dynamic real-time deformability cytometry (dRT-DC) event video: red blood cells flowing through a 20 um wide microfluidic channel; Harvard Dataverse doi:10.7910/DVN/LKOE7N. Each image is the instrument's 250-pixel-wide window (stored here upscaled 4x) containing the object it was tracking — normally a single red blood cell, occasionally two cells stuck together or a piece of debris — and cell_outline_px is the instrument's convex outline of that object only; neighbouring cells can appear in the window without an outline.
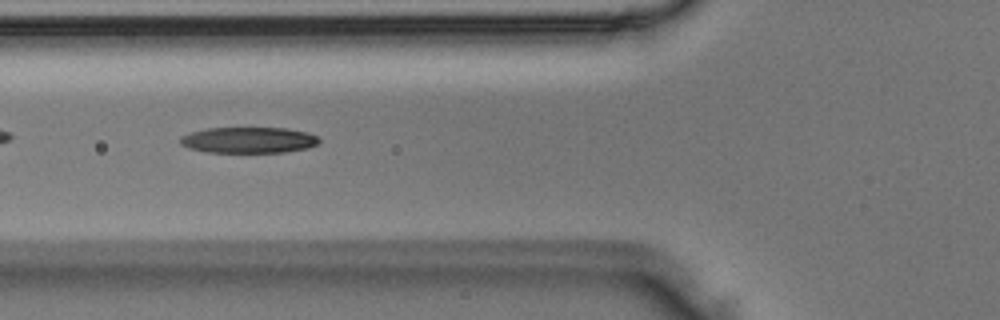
{"species": "Egyptian fruit bat (a non-hibernating species)", "species_latin": "Rousettus aegyptiacus", "temperature_condition": "room temperature", "stored_images_in_passage": 35, "camera_frame_rate_fps": 3000, "um_per_image_px": 0.085, "animal": {"sex": "male"}, "frame": {"image": 1, "passage_image": 5, "time_ms": 1.333, "image_size_px": [1000, 320], "cell_outline_px": [[320, 140], [316, 144], [308, 148], [284, 152], [208, 152], [188, 148], [180, 144], [180, 136], [192, 132], [208, 128], [288, 128], [308, 132], [316, 136]], "centroid_in_image_um": [21.13, 11.9], "position_along_channel_um": 104.7, "area_um2": 20.98}}
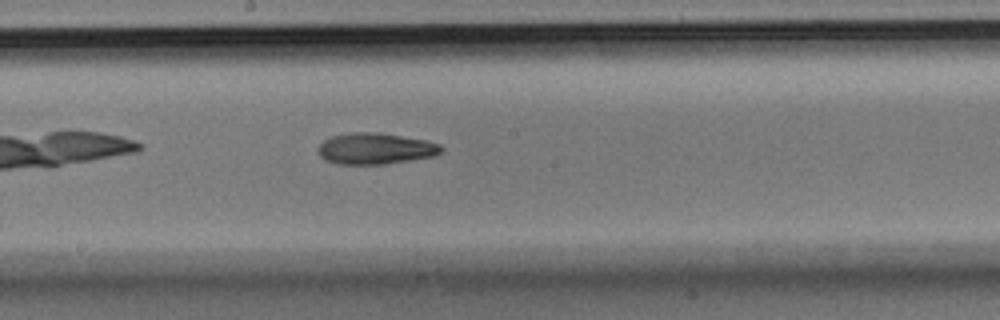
{"frame": {"image": 2, "passage_image": 13, "time_ms": 4.0, "image_size_px": [1000, 320], "cell_outline_px": [[444, 148], [440, 152], [432, 156], [384, 164], [336, 164], [324, 160], [316, 152], [316, 148], [324, 140], [332, 136], [352, 132], [376, 132], [424, 140], [440, 144]], "centroid_in_image_um": [31.83, 12.63], "position_along_channel_um": 216.4, "area_um2": 22.31}}
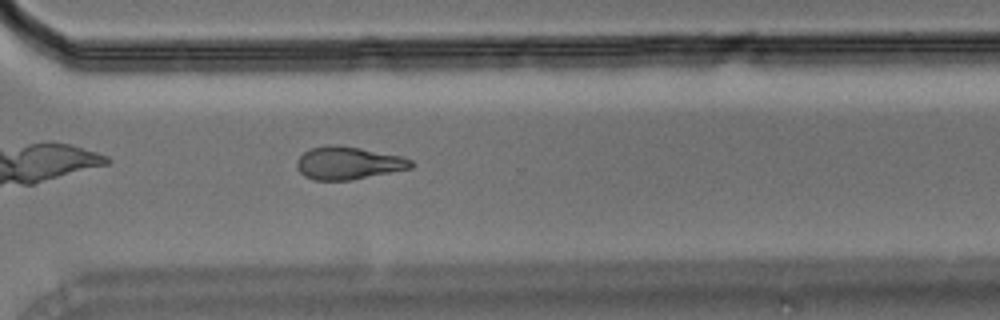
{"frame": {"image": 3, "passage_image": 22, "time_ms": 7.0, "image_size_px": [1000, 320], "cell_outline_px": [[416, 164], [412, 168], [352, 180], [312, 180], [304, 176], [296, 168], [296, 160], [304, 152], [312, 148], [328, 144], [336, 144], [360, 148], [404, 156], [412, 160]], "centroid_in_image_um": [29.62, 13.86], "position_along_channel_um": 341.0, "area_um2": 22.14}}